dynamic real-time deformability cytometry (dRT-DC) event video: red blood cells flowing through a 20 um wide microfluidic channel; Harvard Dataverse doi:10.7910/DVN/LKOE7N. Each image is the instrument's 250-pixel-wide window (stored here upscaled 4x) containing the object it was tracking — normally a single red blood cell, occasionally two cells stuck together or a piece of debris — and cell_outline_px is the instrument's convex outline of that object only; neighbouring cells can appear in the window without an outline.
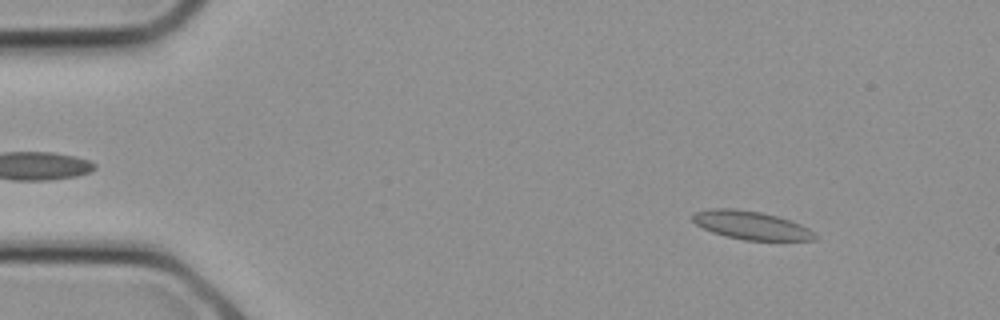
{"species": "common noctule bat (a hibernating species)", "species_latin": "Nyctalus noctula", "temperature_condition": "cold", "stored_images_in_passage": 14, "camera_frame_rate_fps": 3000, "um_per_image_px": 0.085, "animal": {"sex": "female", "body_mass_g": 21.9}, "frame": {"image": 1, "passage_image": 3, "time_ms": 0.667, "image_size_px": [1000, 320], "cell_outline_px": [[820, 236], [816, 240], [744, 240], [724, 236], [712, 232], [696, 224], [692, 220], [692, 212], [712, 208], [732, 208], [760, 212], [776, 216], [800, 224], [808, 228]], "centroid_in_image_um": [63.83, 19.15], "position_along_channel_um": 21.2, "area_um2": 20.23}}
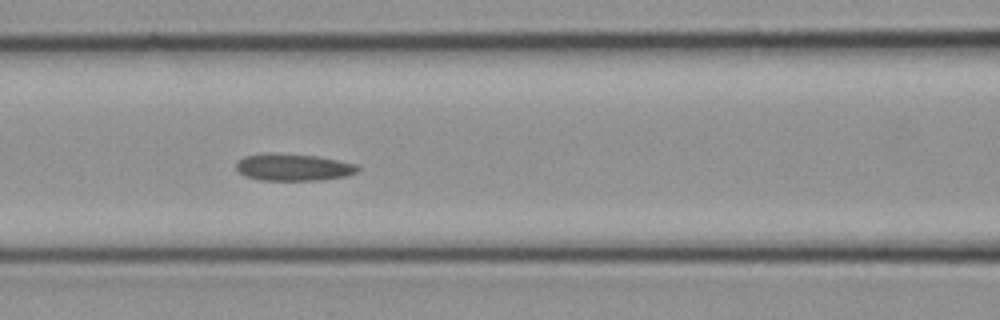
{"frame": {"image": 2, "passage_image": 11, "time_ms": 3.333, "image_size_px": [1000, 320], "cell_outline_px": [[360, 168], [356, 172], [348, 176], [320, 180], [260, 180], [244, 176], [236, 168], [236, 160], [244, 156], [268, 152], [272, 152], [320, 156], [356, 164]], "centroid_in_image_um": [24.91, 14.2], "position_along_channel_um": 141.7, "area_um2": 19.48}}
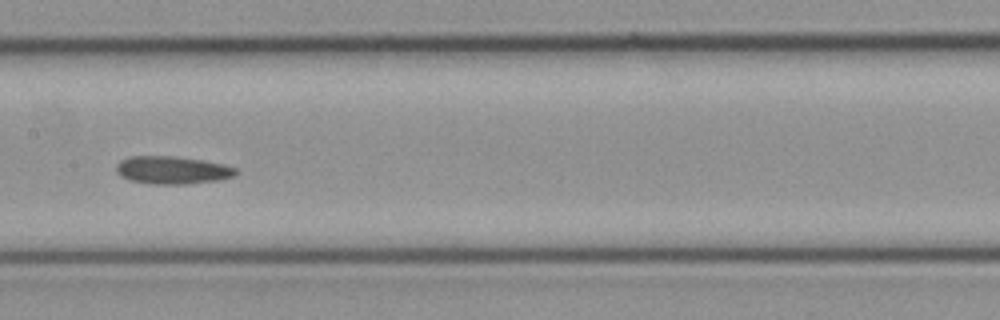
{"frame": {"image": 3, "passage_image": 13, "time_ms": 4.0, "image_size_px": [1000, 320], "cell_outline_px": [[240, 172], [236, 176], [220, 180], [188, 184], [152, 184], [132, 180], [120, 176], [116, 172], [116, 164], [120, 160], [128, 156], [176, 156], [204, 160], [224, 164], [236, 168]], "centroid_in_image_um": [14.69, 14.45], "position_along_channel_um": 192.7, "area_um2": 19.71}}